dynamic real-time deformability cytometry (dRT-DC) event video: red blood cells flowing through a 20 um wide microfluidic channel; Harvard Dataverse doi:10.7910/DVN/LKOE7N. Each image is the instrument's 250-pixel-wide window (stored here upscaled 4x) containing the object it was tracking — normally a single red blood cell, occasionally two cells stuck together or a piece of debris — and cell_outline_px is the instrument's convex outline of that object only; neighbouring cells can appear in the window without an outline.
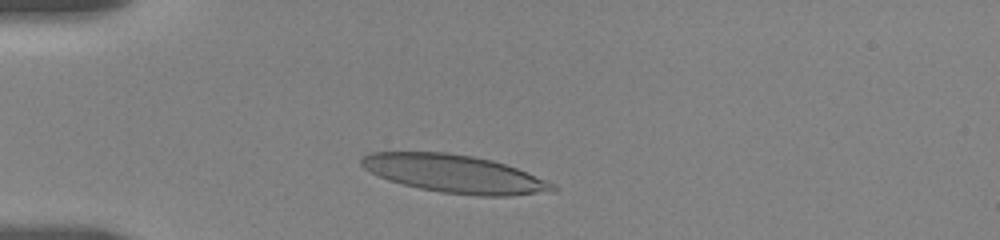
{"species": "human", "species_latin": "Homo sapiens", "temperature_condition": "room temperature", "stored_images_in_passage": 8, "camera_frame_rate_fps": 3000, "um_per_image_px": 0.085, "donor": {"sex": "female"}, "frame": {"image": 1, "passage_image": 2, "time_ms": 0.667, "image_size_px": [1000, 240], "cell_outline_px": [[556, 192], [508, 196], [476, 196], [440, 192], [420, 188], [388, 180], [364, 168], [360, 164], [360, 160], [364, 156], [372, 152], [448, 152], [472, 156], [492, 160], [516, 168], [556, 184]], "centroid_in_image_um": [38.68, 14.78], "position_along_channel_um": 46.3, "area_um2": 42.25}}
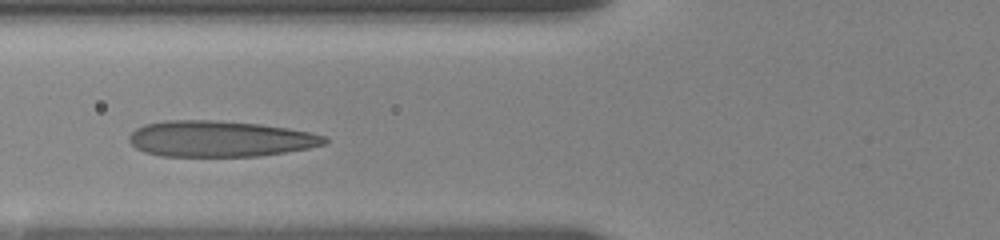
{"frame": {"image": 2, "passage_image": 5, "time_ms": 3.0, "image_size_px": [1000, 240], "cell_outline_px": [[328, 140], [324, 144], [308, 148], [260, 156], [160, 156], [144, 152], [136, 148], [128, 140], [128, 136], [136, 128], [144, 124], [164, 120], [216, 120], [260, 124], [288, 128], [328, 136]], "centroid_in_image_um": [18.66, 11.79], "position_along_channel_um": 107.1, "area_um2": 41.15}}
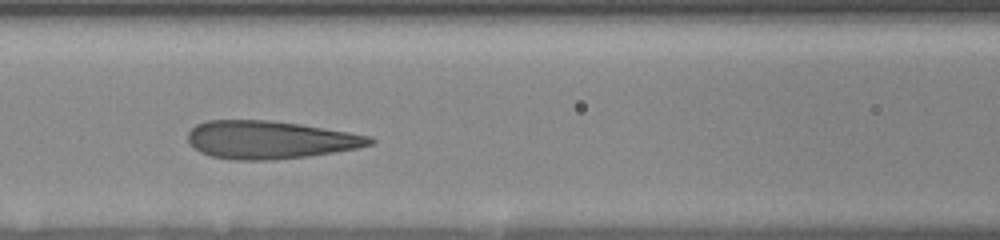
{"frame": {"image": 3, "passage_image": 7, "time_ms": 4.0, "image_size_px": [1000, 240], "cell_outline_px": [[376, 140], [372, 144], [356, 148], [332, 152], [304, 156], [272, 160], [232, 160], [212, 156], [200, 152], [188, 144], [188, 132], [196, 124], [208, 120], [268, 120], [300, 124], [372, 136]], "centroid_in_image_um": [22.9, 11.88], "position_along_channel_um": 143.7, "area_um2": 40.11}}